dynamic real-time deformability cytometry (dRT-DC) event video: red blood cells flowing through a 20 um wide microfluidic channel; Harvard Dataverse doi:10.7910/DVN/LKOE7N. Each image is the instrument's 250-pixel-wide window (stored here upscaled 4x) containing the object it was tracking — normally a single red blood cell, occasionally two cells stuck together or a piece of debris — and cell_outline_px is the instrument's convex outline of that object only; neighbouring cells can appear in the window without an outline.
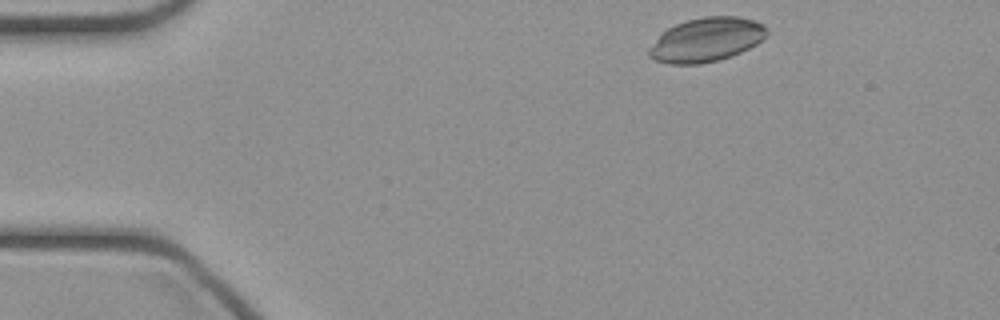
{"species": "common noctule bat (a hibernating species)", "species_latin": "Nyctalus noctula", "temperature_condition": "cold", "stored_images_in_passage": 41, "camera_frame_rate_fps": 3000, "um_per_image_px": 0.085, "animal": {"sex": "female", "body_mass_g": 21.9}, "frame": {"image": 1, "passage_image": 2, "time_ms": 0.333, "image_size_px": [1000, 320], "cell_outline_px": [[768, 32], [756, 44], [740, 52], [716, 60], [700, 64], [668, 64], [656, 60], [648, 56], [648, 48], [668, 28], [676, 24], [688, 20], [704, 16], [736, 16], [756, 20], [764, 24]], "centroid_in_image_um": [60.04, 3.37], "position_along_channel_um": 25.0, "area_um2": 29.88}}
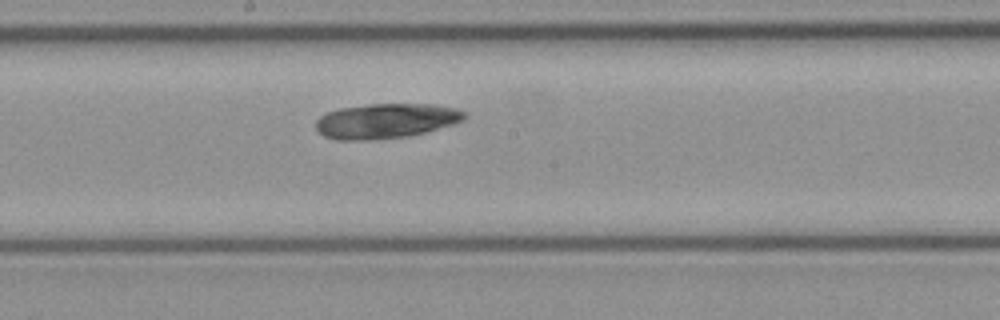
{"frame": {"image": 2, "passage_image": 20, "time_ms": 6.333, "image_size_px": [1000, 320], "cell_outline_px": [[468, 116], [464, 120], [452, 124], [424, 132], [408, 136], [368, 140], [336, 140], [324, 136], [316, 128], [316, 120], [320, 116], [328, 112], [340, 108], [368, 104], [432, 104], [456, 108], [464, 112]], "centroid_in_image_um": [32.79, 10.27], "position_along_channel_um": 215.4, "area_um2": 30.11}}
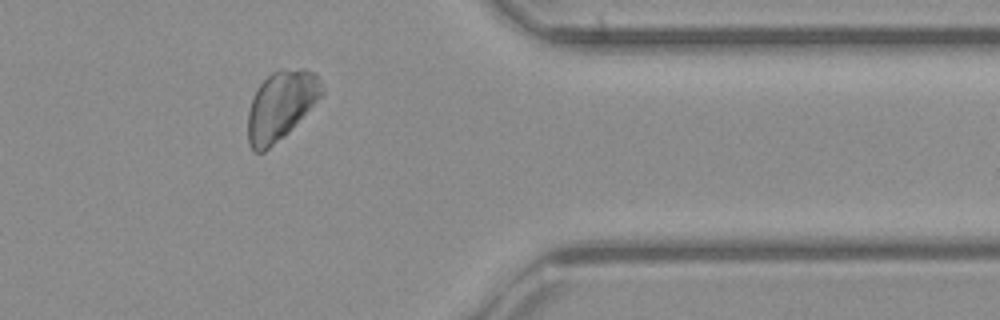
{"frame": {"image": 3, "passage_image": 33, "time_ms": 10.667, "image_size_px": [1000, 320], "cell_outline_px": [[324, 92], [288, 132], [284, 136], [264, 152], [252, 152], [248, 144], [248, 112], [256, 88], [272, 72], [280, 68], [304, 68], [316, 72], [324, 88]], "centroid_in_image_um": [23.86, 8.94], "position_along_channel_um": 387.5, "area_um2": 29.71}}